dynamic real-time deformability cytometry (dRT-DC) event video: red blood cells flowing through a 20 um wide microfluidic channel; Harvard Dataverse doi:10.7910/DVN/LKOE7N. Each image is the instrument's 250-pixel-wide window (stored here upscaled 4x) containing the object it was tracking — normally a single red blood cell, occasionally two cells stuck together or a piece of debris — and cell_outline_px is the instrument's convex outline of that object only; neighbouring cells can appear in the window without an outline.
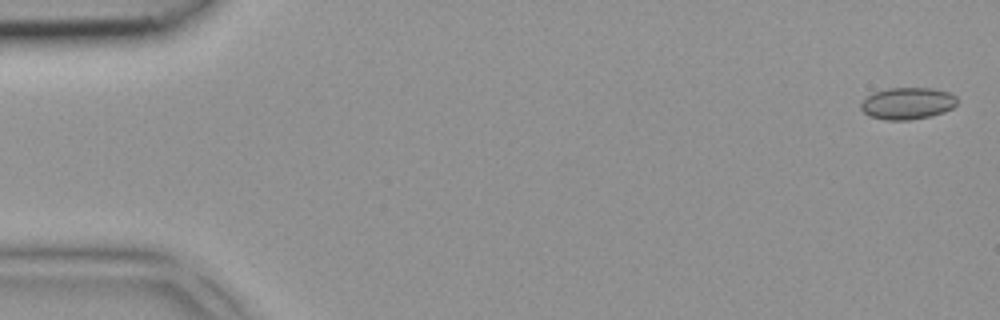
{"species": "common noctule bat (a hibernating species)", "species_latin": "Nyctalus noctula", "temperature_condition": "room temperature", "stored_images_in_passage": 4, "segment_of_instrument_passage": [1, 2], "camera_frame_rate_fps": 3000, "um_per_image_px": 0.085, "animal": {"sex": "female", "body_mass_g": 18.4}, "frame": {"image": 1, "passage_image": 1, "time_ms": 0.0, "image_size_px": [1000, 320], "cell_outline_px": [[956, 104], [952, 108], [944, 112], [928, 116], [908, 120], [884, 120], [868, 116], [860, 108], [860, 104], [868, 96], [876, 92], [888, 88], [932, 88], [948, 92], [956, 96]], "centroid_in_image_um": [77.12, 8.79], "position_along_channel_um": 7.9, "area_um2": 17.74}}
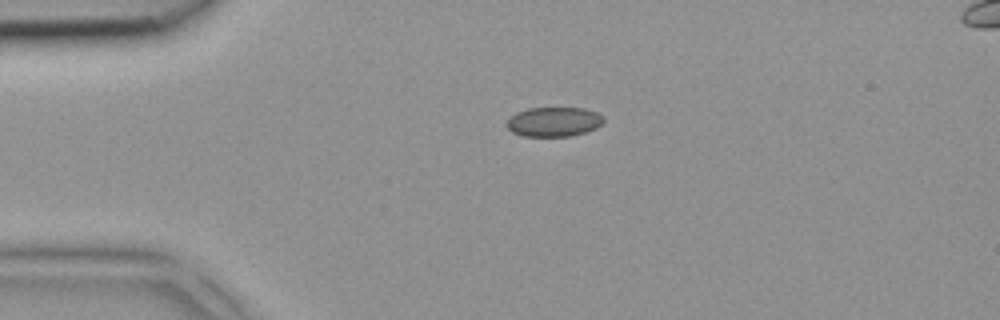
{"frame": {"image": 2, "passage_image": 3, "time_ms": 0.667, "image_size_px": [1000, 320], "cell_outline_px": [[604, 124], [596, 128], [572, 136], [520, 136], [512, 132], [504, 124], [516, 112], [528, 108], [584, 108], [596, 112], [604, 116]], "centroid_in_image_um": [47.08, 10.35], "position_along_channel_um": 37.9, "area_um2": 16.82}}